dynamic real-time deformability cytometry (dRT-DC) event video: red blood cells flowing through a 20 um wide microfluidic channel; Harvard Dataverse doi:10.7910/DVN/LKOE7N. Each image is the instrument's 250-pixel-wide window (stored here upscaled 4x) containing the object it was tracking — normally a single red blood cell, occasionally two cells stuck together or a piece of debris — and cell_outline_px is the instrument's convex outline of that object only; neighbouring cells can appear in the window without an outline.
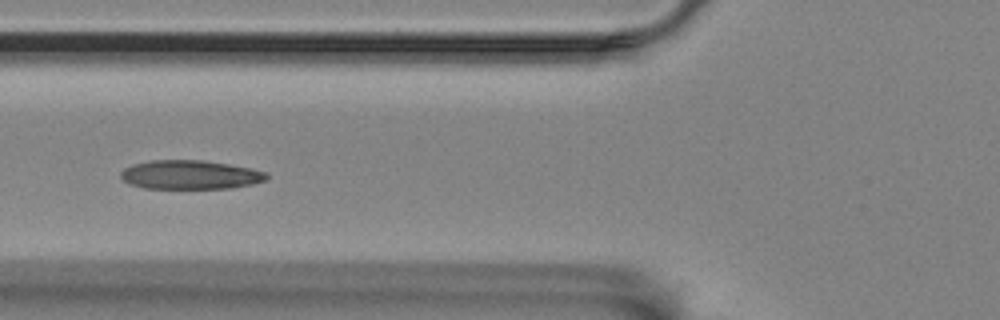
{"species": "Egyptian fruit bat (a non-hibernating species)", "species_latin": "Rousettus aegyptiacus", "temperature_condition": "room temperature", "stored_images_in_passage": 12, "camera_frame_rate_fps": 3000, "um_per_image_px": 0.085, "animal": {"sex": "female"}, "frame": {"image": 1, "passage_image": 6, "time_ms": 1.667, "image_size_px": [1000, 320], "cell_outline_px": [[268, 180], [252, 184], [232, 188], [144, 188], [128, 184], [120, 176], [120, 172], [124, 168], [132, 164], [152, 160], [204, 160], [252, 168], [268, 172]], "centroid_in_image_um": [16.18, 14.85], "position_along_channel_um": 109.6, "area_um2": 24.8}}
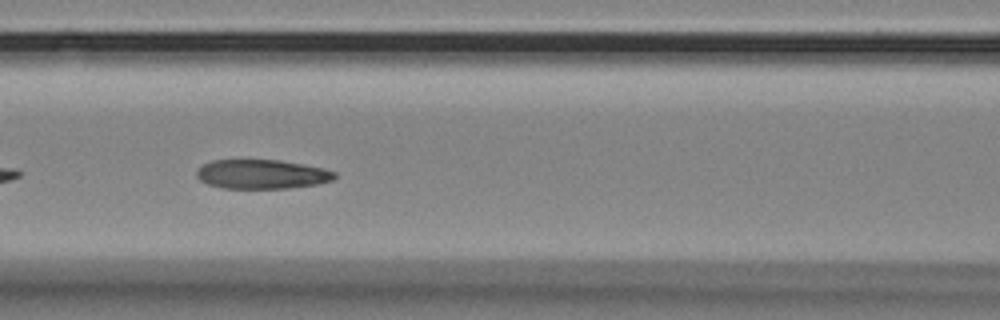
{"frame": {"image": 2, "passage_image": 9, "time_ms": 2.667, "image_size_px": [1000, 320], "cell_outline_px": [[336, 176], [332, 180], [316, 184], [288, 188], [220, 188], [208, 184], [200, 180], [196, 176], [196, 172], [204, 164], [212, 160], [280, 160], [324, 168], [336, 172]], "centroid_in_image_um": [22.25, 14.81], "position_along_channel_um": 144.4, "area_um2": 23.41}}